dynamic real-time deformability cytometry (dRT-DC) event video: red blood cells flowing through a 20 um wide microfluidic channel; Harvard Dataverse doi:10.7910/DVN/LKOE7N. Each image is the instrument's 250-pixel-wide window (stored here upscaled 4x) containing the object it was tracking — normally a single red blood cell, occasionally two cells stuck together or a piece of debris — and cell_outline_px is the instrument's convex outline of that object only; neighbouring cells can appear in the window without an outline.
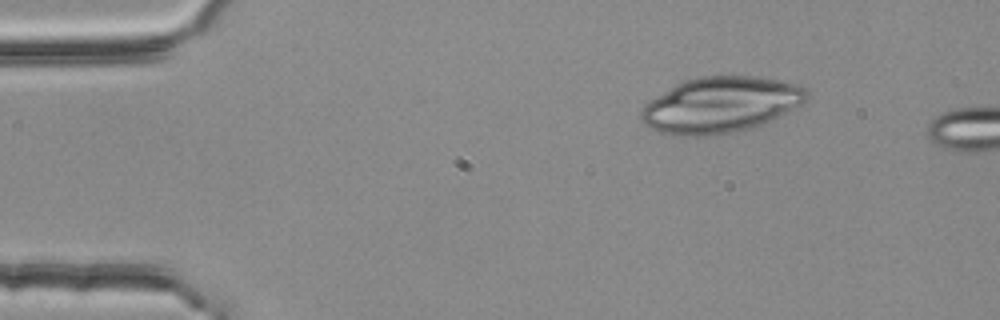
{"species": "common noctule bat (a hibernating species)", "species_latin": "Nyctalus noctula", "temperature_condition": "room temperature", "stored_images_in_passage": 5, "camera_frame_rate_fps": 3000, "um_per_image_px": 0.085, "animal": {"sex": "female", "body_mass_g": 25.1}, "frame": {"image": 1, "passage_image": 1, "time_ms": 0.0, "image_size_px": [1000, 320], "cell_outline_px": [[812, 96], [800, 104], [752, 128], [732, 132], [696, 136], [680, 136], [660, 132], [644, 124], [640, 120], [640, 112], [644, 104], [676, 84], [684, 80], [700, 76], [756, 76], [780, 80], [800, 84], [808, 88]], "centroid_in_image_um": [61.25, 8.89], "position_along_channel_um": 23.7, "area_um2": 53.58}}